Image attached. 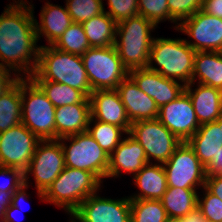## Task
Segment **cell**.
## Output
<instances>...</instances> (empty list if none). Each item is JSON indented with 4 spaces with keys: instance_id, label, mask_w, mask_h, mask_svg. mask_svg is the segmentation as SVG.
Segmentation results:
<instances>
[{
    "instance_id": "74e56055",
    "label": "cell",
    "mask_w": 222,
    "mask_h": 222,
    "mask_svg": "<svg viewBox=\"0 0 222 222\" xmlns=\"http://www.w3.org/2000/svg\"><path fill=\"white\" fill-rule=\"evenodd\" d=\"M4 175H8L7 177L8 179L10 178L11 182L8 183L9 180H6L7 182L3 181L4 183L0 184V196L8 200L10 196L24 184V173L20 169L0 166V176L3 177Z\"/></svg>"
},
{
    "instance_id": "d6986e66",
    "label": "cell",
    "mask_w": 222,
    "mask_h": 222,
    "mask_svg": "<svg viewBox=\"0 0 222 222\" xmlns=\"http://www.w3.org/2000/svg\"><path fill=\"white\" fill-rule=\"evenodd\" d=\"M109 155L107 178L121 172L137 174L148 162L143 147L128 133Z\"/></svg>"
},
{
    "instance_id": "8992f818",
    "label": "cell",
    "mask_w": 222,
    "mask_h": 222,
    "mask_svg": "<svg viewBox=\"0 0 222 222\" xmlns=\"http://www.w3.org/2000/svg\"><path fill=\"white\" fill-rule=\"evenodd\" d=\"M21 100V123L40 140H55V106L31 78H21Z\"/></svg>"
},
{
    "instance_id": "d590c367",
    "label": "cell",
    "mask_w": 222,
    "mask_h": 222,
    "mask_svg": "<svg viewBox=\"0 0 222 222\" xmlns=\"http://www.w3.org/2000/svg\"><path fill=\"white\" fill-rule=\"evenodd\" d=\"M203 198L197 200V206L201 210L207 222H222V201L213 195L205 186Z\"/></svg>"
},
{
    "instance_id": "f546056e",
    "label": "cell",
    "mask_w": 222,
    "mask_h": 222,
    "mask_svg": "<svg viewBox=\"0 0 222 222\" xmlns=\"http://www.w3.org/2000/svg\"><path fill=\"white\" fill-rule=\"evenodd\" d=\"M91 124L93 127H91ZM87 132L108 155H110L122 141V134L123 132L125 133L122 128L116 125L94 120L92 117H90Z\"/></svg>"
},
{
    "instance_id": "d4e9b609",
    "label": "cell",
    "mask_w": 222,
    "mask_h": 222,
    "mask_svg": "<svg viewBox=\"0 0 222 222\" xmlns=\"http://www.w3.org/2000/svg\"><path fill=\"white\" fill-rule=\"evenodd\" d=\"M198 77V79H197ZM222 90V53L218 51H197L194 57L192 82Z\"/></svg>"
},
{
    "instance_id": "e0dca14e",
    "label": "cell",
    "mask_w": 222,
    "mask_h": 222,
    "mask_svg": "<svg viewBox=\"0 0 222 222\" xmlns=\"http://www.w3.org/2000/svg\"><path fill=\"white\" fill-rule=\"evenodd\" d=\"M89 100L93 119L116 125L126 134L130 132L131 122L116 89L92 91Z\"/></svg>"
},
{
    "instance_id": "277c9868",
    "label": "cell",
    "mask_w": 222,
    "mask_h": 222,
    "mask_svg": "<svg viewBox=\"0 0 222 222\" xmlns=\"http://www.w3.org/2000/svg\"><path fill=\"white\" fill-rule=\"evenodd\" d=\"M195 54L196 51L186 43V39L155 38L147 68L186 86L192 82ZM153 61L159 67L153 66Z\"/></svg>"
},
{
    "instance_id": "3957f363",
    "label": "cell",
    "mask_w": 222,
    "mask_h": 222,
    "mask_svg": "<svg viewBox=\"0 0 222 222\" xmlns=\"http://www.w3.org/2000/svg\"><path fill=\"white\" fill-rule=\"evenodd\" d=\"M155 27V24L140 15L117 24L114 47L128 71L147 68L154 40L150 34Z\"/></svg>"
},
{
    "instance_id": "ab89813d",
    "label": "cell",
    "mask_w": 222,
    "mask_h": 222,
    "mask_svg": "<svg viewBox=\"0 0 222 222\" xmlns=\"http://www.w3.org/2000/svg\"><path fill=\"white\" fill-rule=\"evenodd\" d=\"M205 187L222 201V175L207 174Z\"/></svg>"
},
{
    "instance_id": "f35d334b",
    "label": "cell",
    "mask_w": 222,
    "mask_h": 222,
    "mask_svg": "<svg viewBox=\"0 0 222 222\" xmlns=\"http://www.w3.org/2000/svg\"><path fill=\"white\" fill-rule=\"evenodd\" d=\"M11 71L0 65V95L10 90L20 79L16 73L14 77L11 76Z\"/></svg>"
},
{
    "instance_id": "7c38bea8",
    "label": "cell",
    "mask_w": 222,
    "mask_h": 222,
    "mask_svg": "<svg viewBox=\"0 0 222 222\" xmlns=\"http://www.w3.org/2000/svg\"><path fill=\"white\" fill-rule=\"evenodd\" d=\"M41 140L20 123L0 133V166L20 169L23 173L30 165Z\"/></svg>"
},
{
    "instance_id": "836d02e7",
    "label": "cell",
    "mask_w": 222,
    "mask_h": 222,
    "mask_svg": "<svg viewBox=\"0 0 222 222\" xmlns=\"http://www.w3.org/2000/svg\"><path fill=\"white\" fill-rule=\"evenodd\" d=\"M138 15L157 26L161 21L169 20L168 0H138Z\"/></svg>"
},
{
    "instance_id": "2e32d148",
    "label": "cell",
    "mask_w": 222,
    "mask_h": 222,
    "mask_svg": "<svg viewBox=\"0 0 222 222\" xmlns=\"http://www.w3.org/2000/svg\"><path fill=\"white\" fill-rule=\"evenodd\" d=\"M128 76L140 90L155 100L158 108L175 100L185 89L180 82L165 78L148 68L130 70Z\"/></svg>"
},
{
    "instance_id": "9a60e30c",
    "label": "cell",
    "mask_w": 222,
    "mask_h": 222,
    "mask_svg": "<svg viewBox=\"0 0 222 222\" xmlns=\"http://www.w3.org/2000/svg\"><path fill=\"white\" fill-rule=\"evenodd\" d=\"M157 119L181 142H187L200 127L192 101L185 91L175 100L162 105Z\"/></svg>"
},
{
    "instance_id": "4fadbf2b",
    "label": "cell",
    "mask_w": 222,
    "mask_h": 222,
    "mask_svg": "<svg viewBox=\"0 0 222 222\" xmlns=\"http://www.w3.org/2000/svg\"><path fill=\"white\" fill-rule=\"evenodd\" d=\"M175 29L195 40H186V43L196 52L222 50V19L205 13L202 9L181 21Z\"/></svg>"
},
{
    "instance_id": "bcb514c9",
    "label": "cell",
    "mask_w": 222,
    "mask_h": 222,
    "mask_svg": "<svg viewBox=\"0 0 222 222\" xmlns=\"http://www.w3.org/2000/svg\"><path fill=\"white\" fill-rule=\"evenodd\" d=\"M6 203H7V200L4 197L0 196V222L4 221Z\"/></svg>"
},
{
    "instance_id": "7402d4cb",
    "label": "cell",
    "mask_w": 222,
    "mask_h": 222,
    "mask_svg": "<svg viewBox=\"0 0 222 222\" xmlns=\"http://www.w3.org/2000/svg\"><path fill=\"white\" fill-rule=\"evenodd\" d=\"M187 143L206 167L222 148V118L201 124Z\"/></svg>"
},
{
    "instance_id": "484cf974",
    "label": "cell",
    "mask_w": 222,
    "mask_h": 222,
    "mask_svg": "<svg viewBox=\"0 0 222 222\" xmlns=\"http://www.w3.org/2000/svg\"><path fill=\"white\" fill-rule=\"evenodd\" d=\"M90 47L114 45L117 23L105 11L82 23Z\"/></svg>"
},
{
    "instance_id": "f6af8a7d",
    "label": "cell",
    "mask_w": 222,
    "mask_h": 222,
    "mask_svg": "<svg viewBox=\"0 0 222 222\" xmlns=\"http://www.w3.org/2000/svg\"><path fill=\"white\" fill-rule=\"evenodd\" d=\"M22 212L18 208L14 207L8 200L5 206V213H4V221L3 222H15V212ZM14 213V215H13ZM15 220V221H14ZM18 222V221H17Z\"/></svg>"
},
{
    "instance_id": "ee69618b",
    "label": "cell",
    "mask_w": 222,
    "mask_h": 222,
    "mask_svg": "<svg viewBox=\"0 0 222 222\" xmlns=\"http://www.w3.org/2000/svg\"><path fill=\"white\" fill-rule=\"evenodd\" d=\"M179 220L181 222H207L198 206L195 207L188 215L181 217Z\"/></svg>"
},
{
    "instance_id": "1f68e13d",
    "label": "cell",
    "mask_w": 222,
    "mask_h": 222,
    "mask_svg": "<svg viewBox=\"0 0 222 222\" xmlns=\"http://www.w3.org/2000/svg\"><path fill=\"white\" fill-rule=\"evenodd\" d=\"M53 46L70 54L83 55L90 47L82 24L73 22Z\"/></svg>"
},
{
    "instance_id": "44dd1931",
    "label": "cell",
    "mask_w": 222,
    "mask_h": 222,
    "mask_svg": "<svg viewBox=\"0 0 222 222\" xmlns=\"http://www.w3.org/2000/svg\"><path fill=\"white\" fill-rule=\"evenodd\" d=\"M90 117V103L55 108V140L87 131Z\"/></svg>"
},
{
    "instance_id": "4dcf8cb0",
    "label": "cell",
    "mask_w": 222,
    "mask_h": 222,
    "mask_svg": "<svg viewBox=\"0 0 222 222\" xmlns=\"http://www.w3.org/2000/svg\"><path fill=\"white\" fill-rule=\"evenodd\" d=\"M131 222H168L161 200H130Z\"/></svg>"
},
{
    "instance_id": "5b68a950",
    "label": "cell",
    "mask_w": 222,
    "mask_h": 222,
    "mask_svg": "<svg viewBox=\"0 0 222 222\" xmlns=\"http://www.w3.org/2000/svg\"><path fill=\"white\" fill-rule=\"evenodd\" d=\"M100 183L89 171L65 166L43 193V201L63 207L71 215L88 196L99 191Z\"/></svg>"
},
{
    "instance_id": "7dc6e473",
    "label": "cell",
    "mask_w": 222,
    "mask_h": 222,
    "mask_svg": "<svg viewBox=\"0 0 222 222\" xmlns=\"http://www.w3.org/2000/svg\"><path fill=\"white\" fill-rule=\"evenodd\" d=\"M168 222H181L179 219H169Z\"/></svg>"
},
{
    "instance_id": "8fae6325",
    "label": "cell",
    "mask_w": 222,
    "mask_h": 222,
    "mask_svg": "<svg viewBox=\"0 0 222 222\" xmlns=\"http://www.w3.org/2000/svg\"><path fill=\"white\" fill-rule=\"evenodd\" d=\"M65 168L64 151L60 141L41 140L34 152L30 165L24 172V182L28 174L32 173L35 179L38 196L43 200V193Z\"/></svg>"
},
{
    "instance_id": "f1b7e54d",
    "label": "cell",
    "mask_w": 222,
    "mask_h": 222,
    "mask_svg": "<svg viewBox=\"0 0 222 222\" xmlns=\"http://www.w3.org/2000/svg\"><path fill=\"white\" fill-rule=\"evenodd\" d=\"M45 93L48 100L55 106H67L74 103H90L81 91L54 81H34Z\"/></svg>"
},
{
    "instance_id": "9c48e42d",
    "label": "cell",
    "mask_w": 222,
    "mask_h": 222,
    "mask_svg": "<svg viewBox=\"0 0 222 222\" xmlns=\"http://www.w3.org/2000/svg\"><path fill=\"white\" fill-rule=\"evenodd\" d=\"M168 187L198 189L204 187L206 169L187 142H182L163 164Z\"/></svg>"
},
{
    "instance_id": "b9f144b4",
    "label": "cell",
    "mask_w": 222,
    "mask_h": 222,
    "mask_svg": "<svg viewBox=\"0 0 222 222\" xmlns=\"http://www.w3.org/2000/svg\"><path fill=\"white\" fill-rule=\"evenodd\" d=\"M28 182H24L8 199V201L16 208L22 211L20 207V202L27 198L25 189L28 188Z\"/></svg>"
},
{
    "instance_id": "60d3db41",
    "label": "cell",
    "mask_w": 222,
    "mask_h": 222,
    "mask_svg": "<svg viewBox=\"0 0 222 222\" xmlns=\"http://www.w3.org/2000/svg\"><path fill=\"white\" fill-rule=\"evenodd\" d=\"M202 10L222 19V0H204Z\"/></svg>"
},
{
    "instance_id": "cb8c5ba5",
    "label": "cell",
    "mask_w": 222,
    "mask_h": 222,
    "mask_svg": "<svg viewBox=\"0 0 222 222\" xmlns=\"http://www.w3.org/2000/svg\"><path fill=\"white\" fill-rule=\"evenodd\" d=\"M147 163L137 174L133 176L134 184L141 190L137 195L128 197L130 200L149 199L160 200L166 192L167 178L160 163Z\"/></svg>"
},
{
    "instance_id": "603a6c76",
    "label": "cell",
    "mask_w": 222,
    "mask_h": 222,
    "mask_svg": "<svg viewBox=\"0 0 222 222\" xmlns=\"http://www.w3.org/2000/svg\"><path fill=\"white\" fill-rule=\"evenodd\" d=\"M40 23L35 20L37 40L41 35L46 37L48 46L60 39L66 29L73 23L67 7L46 2L40 13Z\"/></svg>"
},
{
    "instance_id": "6da1fadb",
    "label": "cell",
    "mask_w": 222,
    "mask_h": 222,
    "mask_svg": "<svg viewBox=\"0 0 222 222\" xmlns=\"http://www.w3.org/2000/svg\"><path fill=\"white\" fill-rule=\"evenodd\" d=\"M13 1L16 4L7 5L0 15V65L8 67L12 73L19 72L20 78L25 74L30 78L37 68L40 49L36 45L34 7L27 5V1Z\"/></svg>"
},
{
    "instance_id": "8d00e7d4",
    "label": "cell",
    "mask_w": 222,
    "mask_h": 222,
    "mask_svg": "<svg viewBox=\"0 0 222 222\" xmlns=\"http://www.w3.org/2000/svg\"><path fill=\"white\" fill-rule=\"evenodd\" d=\"M109 11H105L118 24L138 15V0H108Z\"/></svg>"
},
{
    "instance_id": "30bf717a",
    "label": "cell",
    "mask_w": 222,
    "mask_h": 222,
    "mask_svg": "<svg viewBox=\"0 0 222 222\" xmlns=\"http://www.w3.org/2000/svg\"><path fill=\"white\" fill-rule=\"evenodd\" d=\"M129 134L143 147L146 158L164 164L182 143L158 119L131 123Z\"/></svg>"
},
{
    "instance_id": "4316f807",
    "label": "cell",
    "mask_w": 222,
    "mask_h": 222,
    "mask_svg": "<svg viewBox=\"0 0 222 222\" xmlns=\"http://www.w3.org/2000/svg\"><path fill=\"white\" fill-rule=\"evenodd\" d=\"M169 219H180L197 207L196 189L168 187L160 199Z\"/></svg>"
},
{
    "instance_id": "ac0fdd59",
    "label": "cell",
    "mask_w": 222,
    "mask_h": 222,
    "mask_svg": "<svg viewBox=\"0 0 222 222\" xmlns=\"http://www.w3.org/2000/svg\"><path fill=\"white\" fill-rule=\"evenodd\" d=\"M131 123L158 118L155 100L138 88L127 76L116 88Z\"/></svg>"
},
{
    "instance_id": "ffe728a7",
    "label": "cell",
    "mask_w": 222,
    "mask_h": 222,
    "mask_svg": "<svg viewBox=\"0 0 222 222\" xmlns=\"http://www.w3.org/2000/svg\"><path fill=\"white\" fill-rule=\"evenodd\" d=\"M195 82L185 86L184 91L189 95L199 124L214 122L222 118V90L212 86L198 84L192 90Z\"/></svg>"
},
{
    "instance_id": "83f0119b",
    "label": "cell",
    "mask_w": 222,
    "mask_h": 222,
    "mask_svg": "<svg viewBox=\"0 0 222 222\" xmlns=\"http://www.w3.org/2000/svg\"><path fill=\"white\" fill-rule=\"evenodd\" d=\"M21 78L6 93L0 95V133L21 123Z\"/></svg>"
},
{
    "instance_id": "7bdbcfd3",
    "label": "cell",
    "mask_w": 222,
    "mask_h": 222,
    "mask_svg": "<svg viewBox=\"0 0 222 222\" xmlns=\"http://www.w3.org/2000/svg\"><path fill=\"white\" fill-rule=\"evenodd\" d=\"M207 174H221L222 175V148L217 153L216 158L205 167Z\"/></svg>"
},
{
    "instance_id": "52a82bcc",
    "label": "cell",
    "mask_w": 222,
    "mask_h": 222,
    "mask_svg": "<svg viewBox=\"0 0 222 222\" xmlns=\"http://www.w3.org/2000/svg\"><path fill=\"white\" fill-rule=\"evenodd\" d=\"M81 58L93 91L115 90L128 76L114 45L91 47Z\"/></svg>"
},
{
    "instance_id": "ba28073f",
    "label": "cell",
    "mask_w": 222,
    "mask_h": 222,
    "mask_svg": "<svg viewBox=\"0 0 222 222\" xmlns=\"http://www.w3.org/2000/svg\"><path fill=\"white\" fill-rule=\"evenodd\" d=\"M64 151L65 166L93 173L100 181L107 177L109 155L85 131L58 139ZM65 140L71 141L69 146Z\"/></svg>"
},
{
    "instance_id": "7a4b0ae2",
    "label": "cell",
    "mask_w": 222,
    "mask_h": 222,
    "mask_svg": "<svg viewBox=\"0 0 222 222\" xmlns=\"http://www.w3.org/2000/svg\"><path fill=\"white\" fill-rule=\"evenodd\" d=\"M30 78L66 84L88 98L93 91L81 55L61 51L53 45L40 46L37 68Z\"/></svg>"
},
{
    "instance_id": "d6a6232c",
    "label": "cell",
    "mask_w": 222,
    "mask_h": 222,
    "mask_svg": "<svg viewBox=\"0 0 222 222\" xmlns=\"http://www.w3.org/2000/svg\"><path fill=\"white\" fill-rule=\"evenodd\" d=\"M103 3L102 0H66V7L72 21L82 24L104 12Z\"/></svg>"
},
{
    "instance_id": "e575fe53",
    "label": "cell",
    "mask_w": 222,
    "mask_h": 222,
    "mask_svg": "<svg viewBox=\"0 0 222 222\" xmlns=\"http://www.w3.org/2000/svg\"><path fill=\"white\" fill-rule=\"evenodd\" d=\"M204 0H168L169 21L176 23L202 9Z\"/></svg>"
},
{
    "instance_id": "5bb4252c",
    "label": "cell",
    "mask_w": 222,
    "mask_h": 222,
    "mask_svg": "<svg viewBox=\"0 0 222 222\" xmlns=\"http://www.w3.org/2000/svg\"><path fill=\"white\" fill-rule=\"evenodd\" d=\"M71 222H131L130 199H109L92 194L71 214Z\"/></svg>"
}]
</instances>
